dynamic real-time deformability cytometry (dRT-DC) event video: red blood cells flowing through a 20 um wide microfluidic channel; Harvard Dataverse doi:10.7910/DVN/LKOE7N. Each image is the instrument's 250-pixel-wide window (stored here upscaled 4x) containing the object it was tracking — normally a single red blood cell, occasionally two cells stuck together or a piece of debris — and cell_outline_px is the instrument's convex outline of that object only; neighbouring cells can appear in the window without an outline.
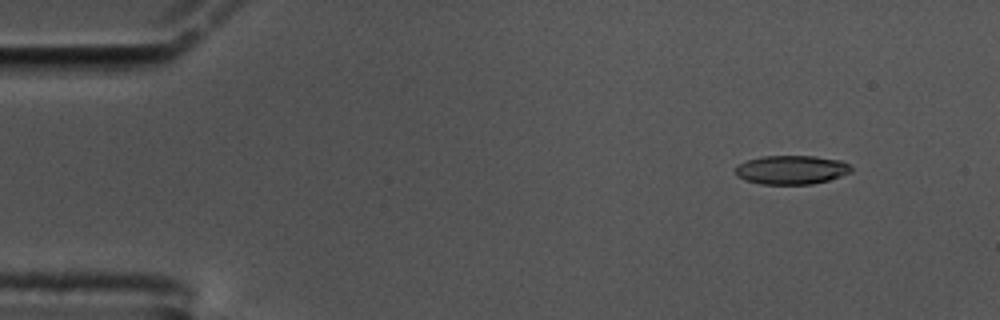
{"species": "common noctule bat (a hibernating species)", "species_latin": "Nyctalus noctula", "temperature_condition": "cold", "stored_images_in_passage": 58, "camera_frame_rate_fps": 3000, "um_per_image_px": 0.085, "animal": {"sex": "male", "body_mass_g": 17.5, "forearm_length_mm": 52.3}, "frame": {"image": 1, "passage_image": 6, "time_ms": 1.667, "image_size_px": [1000, 320], "cell_outline_px": [[852, 172], [828, 180], [812, 184], [760, 184], [744, 180], [736, 176], [736, 164], [748, 160], [764, 156], [816, 156], [844, 160], [852, 168]], "centroid_in_image_um": [67.28, 14.43], "position_along_channel_um": 17.7, "area_um2": 19.65}}
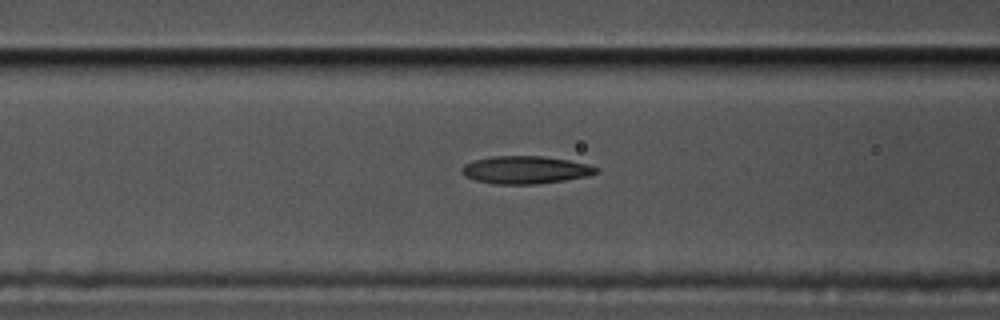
{"frame": {"image": 2, "passage_image": 23, "time_ms": 7.333, "image_size_px": [1000, 320], "cell_outline_px": [[596, 172], [588, 176], [564, 180], [536, 184], [496, 184], [476, 180], [464, 176], [460, 172], [460, 168], [464, 164], [476, 160], [492, 156], [544, 156], [568, 160], [588, 164], [596, 168]], "centroid_in_image_um": [44.61, 14.44], "position_along_channel_um": 122.0, "area_um2": 21.56}}
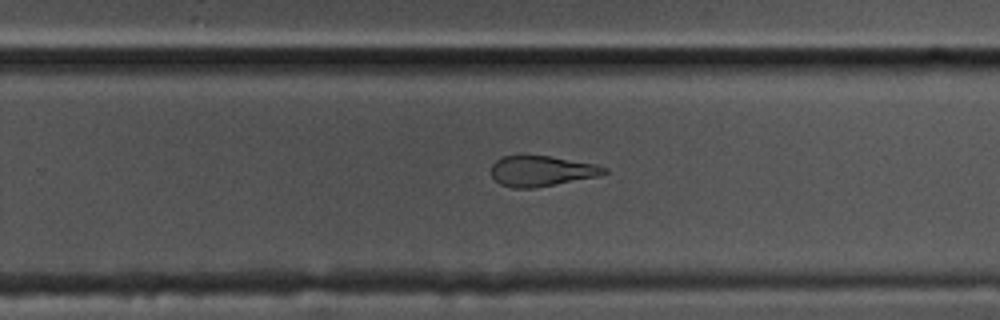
{"frame": {"image": 3, "passage_image": 37, "time_ms": 12.0, "image_size_px": [1000, 320], "cell_outline_px": [[608, 172], [600, 176], [536, 188], [512, 188], [500, 184], [492, 176], [492, 164], [500, 156], [552, 156], [596, 164], [608, 168]], "centroid_in_image_um": [46.07, 14.54], "position_along_channel_um": 283.7, "area_um2": 20.23}, "authors_computed_cell_mechanics": {"area_um2": 20.9814, "velocity_mm_per_s": 3.4739, "shape_relaxation_time_tau1_ms": null, "shape_relaxation_time_tau2_ms": 3.9664, "deformation_change_tau1": null, "deformation_change_tau2": 0.1369}}